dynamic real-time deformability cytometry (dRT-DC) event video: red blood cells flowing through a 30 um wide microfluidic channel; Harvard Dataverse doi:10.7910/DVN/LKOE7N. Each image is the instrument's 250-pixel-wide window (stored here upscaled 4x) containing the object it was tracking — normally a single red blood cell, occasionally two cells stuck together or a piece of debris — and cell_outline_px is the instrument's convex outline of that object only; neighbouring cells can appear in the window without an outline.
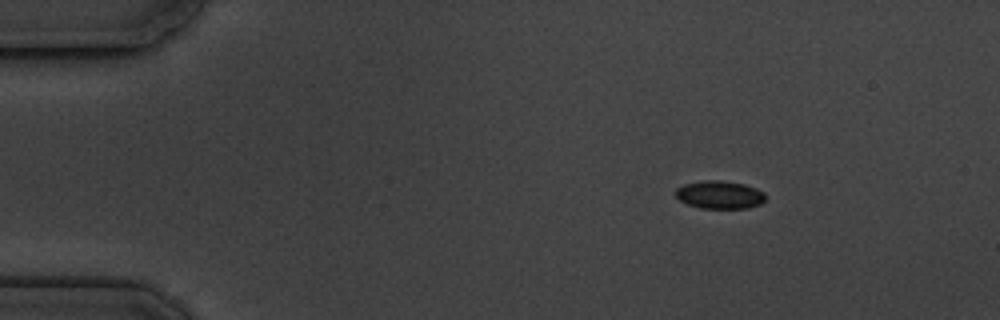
{"species": "common noctule bat (a hibernating species)", "species_latin": "Nyctalus noctula", "temperature_condition": "cold", "stored_images_in_passage": 8, "camera_frame_rate_fps": 3000, "um_per_image_px": 0.085, "animal": {"sex": "male", "body_mass_g": 19.5, "forearm_length_mm": 54.6}, "frame": {"image": 1, "passage_image": 2, "time_ms": 1.333, "image_size_px": [1000, 320], "cell_outline_px": [[764, 200], [760, 204], [748, 208], [700, 208], [688, 204], [680, 200], [676, 196], [676, 188], [684, 184], [704, 180], [720, 180], [744, 184], [756, 188], [764, 192]], "centroid_in_image_um": [61.16, 16.55], "position_along_channel_um": 23.8, "area_um2": 14.57}}
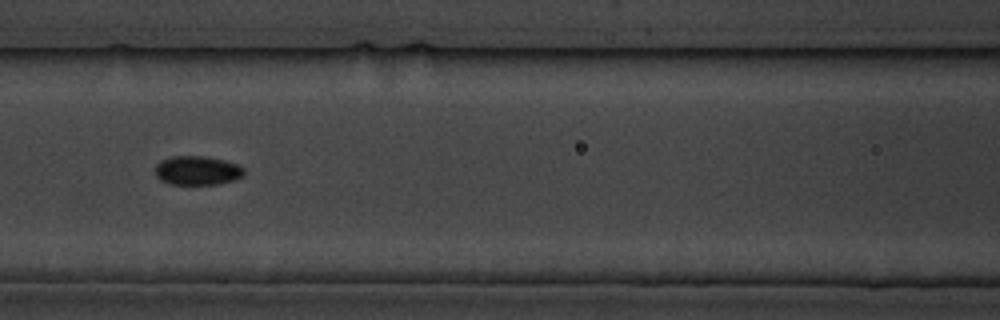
{"frame": {"image": 2, "passage_image": 7, "time_ms": 7.0, "image_size_px": [1000, 320], "cell_outline_px": [[244, 172], [236, 180], [220, 184], [168, 184], [160, 180], [156, 176], [156, 164], [160, 160], [172, 156], [204, 156], [224, 160], [240, 164], [244, 168]], "centroid_in_image_um": [16.77, 14.49], "position_along_channel_um": 149.8, "area_um2": 15.2}}
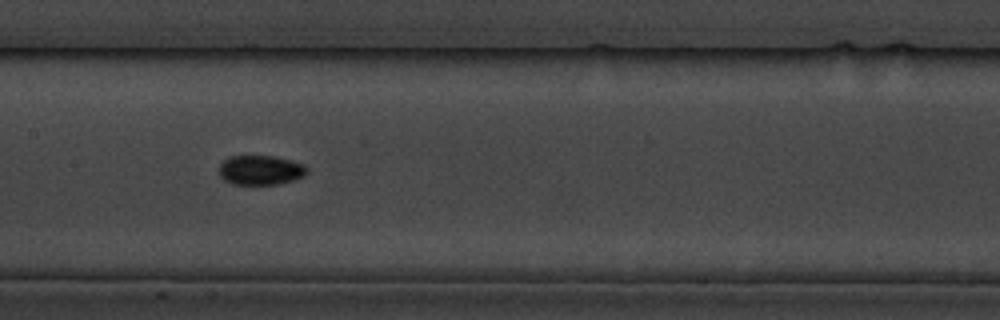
{"frame": {"image": 3, "passage_image": 8, "time_ms": 8.0, "image_size_px": [1000, 320], "cell_outline_px": [[308, 172], [304, 176], [280, 184], [232, 184], [224, 180], [220, 176], [220, 164], [224, 160], [232, 156], [272, 156], [292, 160], [304, 164], [308, 168]], "centroid_in_image_um": [22.17, 14.46], "position_along_channel_um": 185.2, "area_um2": 15.14}}